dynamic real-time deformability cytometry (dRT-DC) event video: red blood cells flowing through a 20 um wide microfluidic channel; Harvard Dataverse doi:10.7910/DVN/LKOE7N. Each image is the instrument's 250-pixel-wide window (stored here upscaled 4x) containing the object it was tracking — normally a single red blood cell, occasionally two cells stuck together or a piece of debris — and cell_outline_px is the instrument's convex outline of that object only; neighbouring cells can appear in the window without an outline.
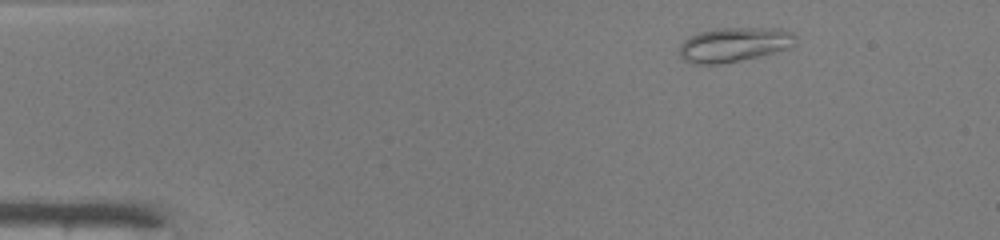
{"species": "common noctule bat (a hibernating species)", "species_latin": "Nyctalus noctula", "temperature_condition": "warm", "stored_images_in_passage": 42, "camera_frame_rate_fps": 3000, "um_per_image_px": 0.085, "animal": {"sex": "male", "body_mass_g": 19.0, "forearm_length_mm": 50.8}, "frame": {"image": 1, "passage_image": 1, "time_ms": 0.0, "image_size_px": [1000, 240], "cell_outline_px": [[796, 44], [792, 48], [760, 56], [720, 64], [696, 64], [684, 60], [680, 56], [680, 44], [684, 40], [700, 32], [716, 28], [780, 28], [792, 32], [796, 36]], "centroid_in_image_um": [62.46, 3.79], "position_along_channel_um": 22.5, "area_um2": 23.47}}
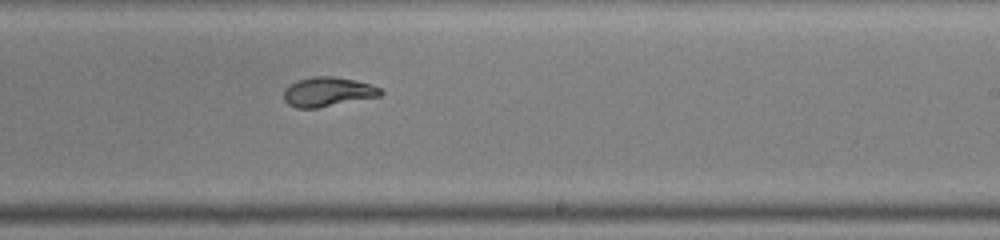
{"frame": {"image": 2, "passage_image": 24, "time_ms": 7.667, "image_size_px": [1000, 240], "cell_outline_px": [[384, 92], [380, 96], [316, 108], [296, 108], [288, 104], [284, 100], [284, 88], [300, 80], [312, 76], [336, 76], [356, 80], [372, 84], [380, 88]], "centroid_in_image_um": [27.88, 7.8], "position_along_channel_um": 261.1, "area_um2": 16.59}}
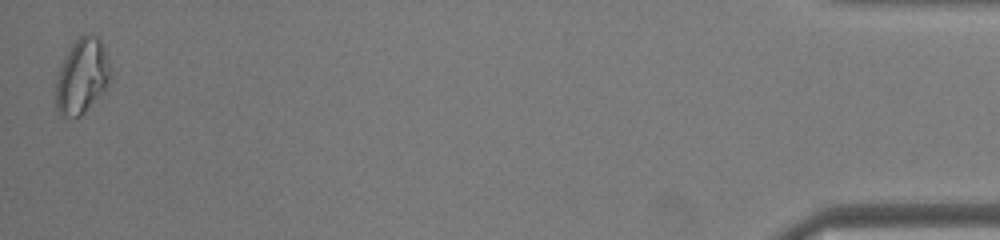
{"frame": {"image": 3, "passage_image": 42, "time_ms": 13.667, "image_size_px": [1000, 240], "cell_outline_px": [[112, 76], [104, 92], [80, 116], [64, 116], [56, 108], [56, 80], [60, 68], [72, 40], [84, 32], [92, 32], [100, 40], [112, 68]], "centroid_in_image_um": [7.0, 6.41], "position_along_channel_um": 428.2, "area_um2": 24.22}, "authors_computed_cell_mechanics": {"area_um2": 17.3978, "velocity_mm_per_s": 4.2318, "shape_relaxation_time_tau1_ms": 8.2901, "shape_relaxation_time_tau2_ms": 1.3351, "deformation_change_tau1": 0.2895, "deformation_change_tau2": 0.0405}}